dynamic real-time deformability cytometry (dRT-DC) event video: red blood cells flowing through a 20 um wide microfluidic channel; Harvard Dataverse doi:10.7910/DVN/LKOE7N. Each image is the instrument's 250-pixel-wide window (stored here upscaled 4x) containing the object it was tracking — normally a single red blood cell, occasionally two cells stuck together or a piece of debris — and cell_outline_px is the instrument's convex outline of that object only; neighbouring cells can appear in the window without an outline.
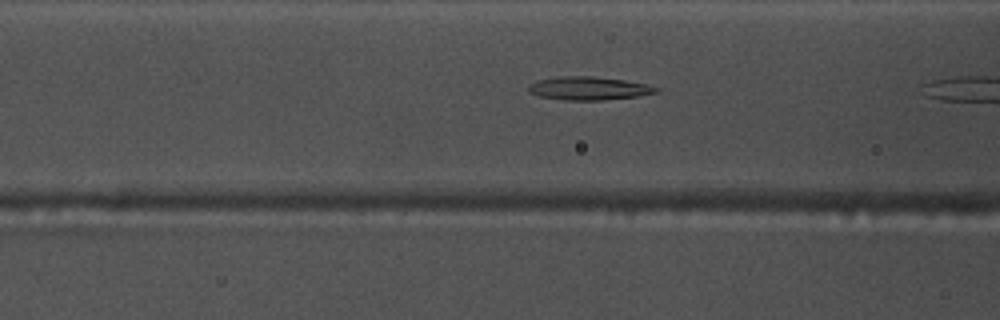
{"species": "common noctule bat (a hibernating species)", "species_latin": "Nyctalus noctula", "temperature_condition": "warm", "stored_images_in_passage": 38, "camera_frame_rate_fps": 3000, "um_per_image_px": 0.085, "animal": {"sex": "male", "body_mass_g": 17.5, "forearm_length_mm": 52.3}, "frame": {"image": 1, "passage_image": 16, "time_ms": 5.0, "image_size_px": [1000, 320], "cell_outline_px": [[660, 88], [656, 92], [640, 96], [604, 100], [564, 100], [540, 96], [528, 92], [528, 84], [540, 80], [556, 76], [592, 76], [624, 80], [644, 84]], "centroid_in_image_um": [50.02, 7.51], "position_along_channel_um": 116.6, "area_um2": 17.28}}
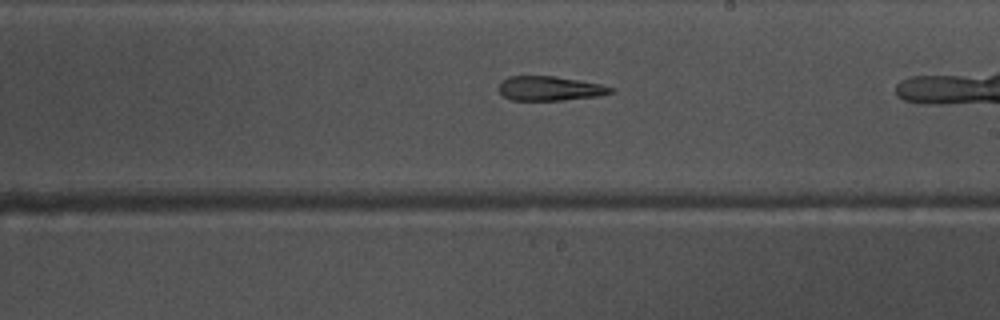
{"frame": {"image": 2, "passage_image": 26, "time_ms": 8.333, "image_size_px": [1000, 320], "cell_outline_px": [[616, 88], [612, 92], [596, 96], [560, 100], [512, 100], [504, 96], [500, 92], [500, 84], [508, 76], [552, 76], [600, 84]], "centroid_in_image_um": [46.73, 7.52], "position_along_channel_um": 242.3, "area_um2": 15.55}}
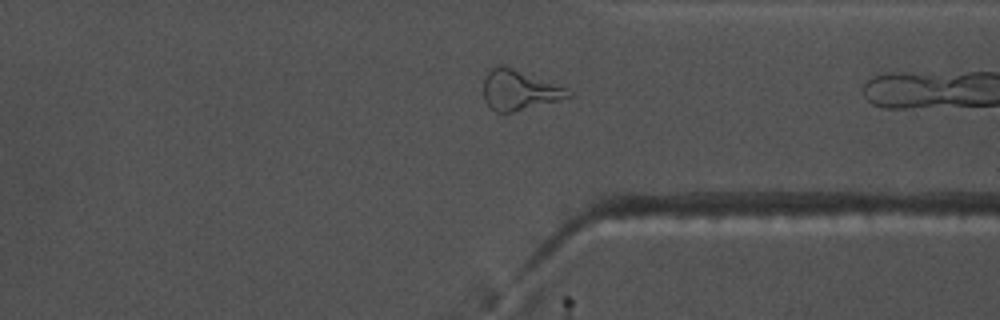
{"frame": {"image": 3, "passage_image": 36, "time_ms": 11.667, "image_size_px": [1000, 320], "cell_outline_px": [[572, 96], [560, 100], [512, 112], [496, 112], [488, 108], [484, 100], [484, 76], [488, 68], [500, 64], [504, 64], [564, 88], [572, 92]], "centroid_in_image_um": [44.05, 7.65], "position_along_channel_um": 367.4, "area_um2": 19.77}}